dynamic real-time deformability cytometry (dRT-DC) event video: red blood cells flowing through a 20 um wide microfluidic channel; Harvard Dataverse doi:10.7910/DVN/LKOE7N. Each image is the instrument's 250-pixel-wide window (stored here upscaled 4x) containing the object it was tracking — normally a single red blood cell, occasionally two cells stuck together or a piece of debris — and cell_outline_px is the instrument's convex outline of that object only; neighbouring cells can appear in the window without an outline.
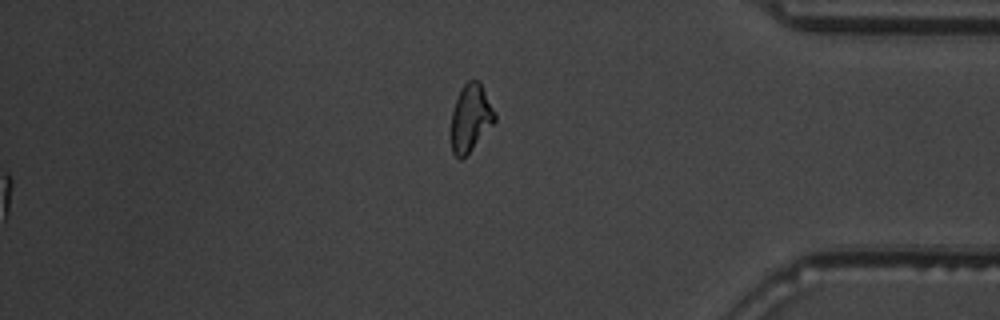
{"species": "common noctule bat (a hibernating species)", "species_latin": "Nyctalus noctula", "temperature_condition": "warm", "stored_images_in_passage": 47, "segment_of_instrument_passage": [2, 2], "camera_frame_rate_fps": 3000, "um_per_image_px": 0.085, "animal": {"sex": "male", "body_mass_g": 19.5, "forearm_length_mm": 54.6}, "frame": {"image": 1, "passage_image": 47, "time_ms": 15.333, "image_size_px": [1000, 320], "cell_outline_px": [[496, 120], [472, 148], [460, 160], [452, 152], [452, 112], [456, 100], [464, 84], [468, 80], [480, 80], [496, 116]], "centroid_in_image_um": [40.0, 10.0], "position_along_channel_um": 395.2, "area_um2": 16.59}}